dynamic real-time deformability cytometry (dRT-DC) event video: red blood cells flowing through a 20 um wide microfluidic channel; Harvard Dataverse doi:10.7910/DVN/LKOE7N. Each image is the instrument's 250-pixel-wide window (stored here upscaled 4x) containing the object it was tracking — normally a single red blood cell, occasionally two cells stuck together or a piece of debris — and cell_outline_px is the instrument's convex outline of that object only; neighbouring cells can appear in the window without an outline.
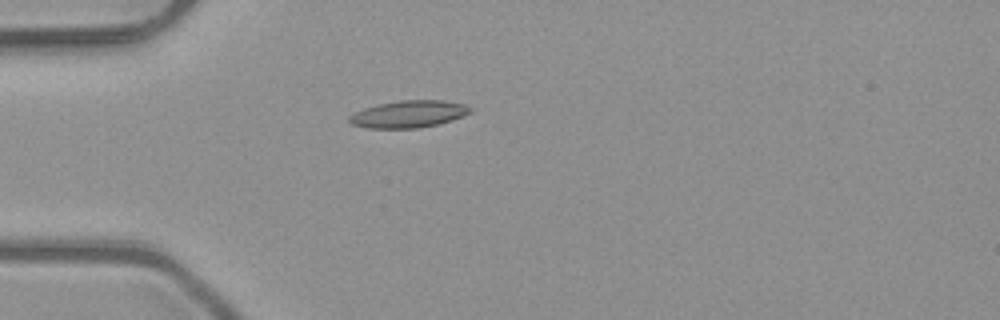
{"species": "common noctule bat (a hibernating species)", "species_latin": "Nyctalus noctula", "temperature_condition": "room temperature", "stored_images_in_passage": 5, "camera_frame_rate_fps": 3000, "um_per_image_px": 0.085, "animal": {"sex": "male", "body_mass_g": 23.1, "forearm_length_mm": 52.7}, "frame": {"image": 1, "passage_image": 4, "time_ms": 1.0, "image_size_px": [1000, 320], "cell_outline_px": [[472, 112], [464, 116], [452, 120], [436, 124], [416, 128], [368, 128], [352, 124], [348, 120], [348, 116], [352, 112], [364, 108], [380, 104], [400, 100], [444, 100], [464, 104], [472, 108]], "centroid_in_image_um": [34.73, 9.69], "position_along_channel_um": 50.3, "area_um2": 19.13}}